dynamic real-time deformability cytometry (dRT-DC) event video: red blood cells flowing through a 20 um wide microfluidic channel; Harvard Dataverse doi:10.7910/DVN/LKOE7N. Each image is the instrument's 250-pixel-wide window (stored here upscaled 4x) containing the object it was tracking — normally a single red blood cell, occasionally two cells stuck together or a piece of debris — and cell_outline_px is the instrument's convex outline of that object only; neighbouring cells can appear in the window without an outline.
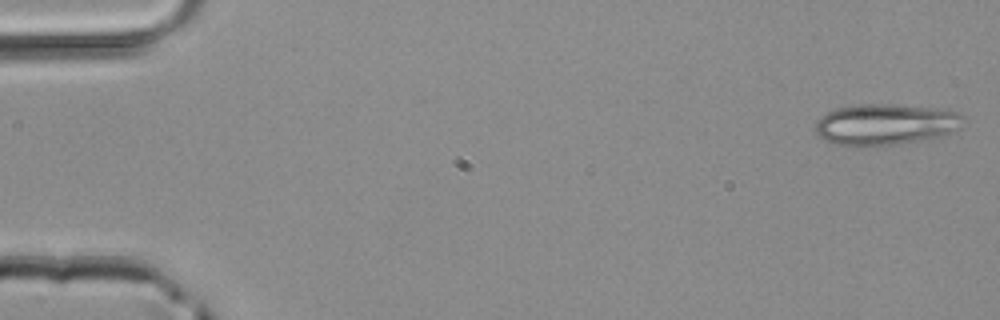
{"species": "common noctule bat (a hibernating species)", "species_latin": "Nyctalus noctula", "temperature_condition": "room temperature", "stored_images_in_passage": 46, "camera_frame_rate_fps": 3000, "um_per_image_px": 0.085, "animal": {"sex": "male", "body_mass_g": 20.4}, "frame": {"image": 1, "passage_image": 1, "time_ms": 0.0, "image_size_px": [1000, 320], "cell_outline_px": [[964, 116], [956, 128], [940, 136], [924, 140], [896, 144], [856, 148], [832, 144], [824, 140], [816, 132], [816, 120], [828, 112], [836, 108], [856, 104], [888, 104], [940, 108], [960, 112]], "centroid_in_image_um": [75.2, 10.59], "position_along_channel_um": 9.8, "area_um2": 35.78}}
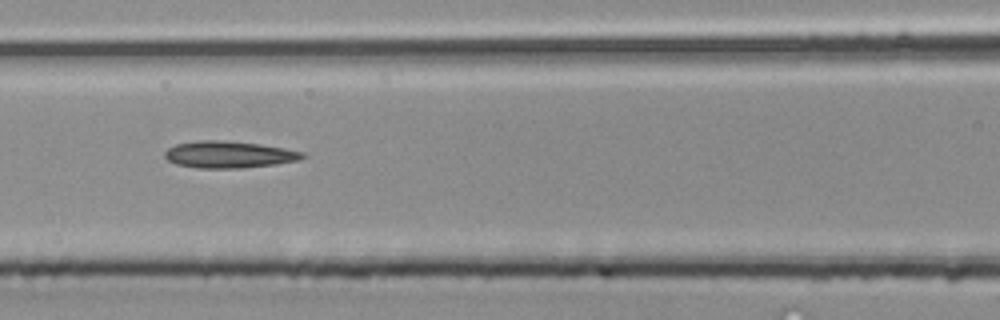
{"frame": {"image": 2, "passage_image": 20, "time_ms": 6.333, "image_size_px": [1000, 320], "cell_outline_px": [[308, 156], [300, 160], [276, 164], [240, 168], [196, 168], [176, 164], [168, 160], [164, 156], [164, 152], [168, 148], [176, 144], [200, 140], [216, 140], [260, 144], [284, 148], [304, 152]], "centroid_in_image_um": [19.47, 13.14], "position_along_channel_um": 147.1, "area_um2": 21.56}}
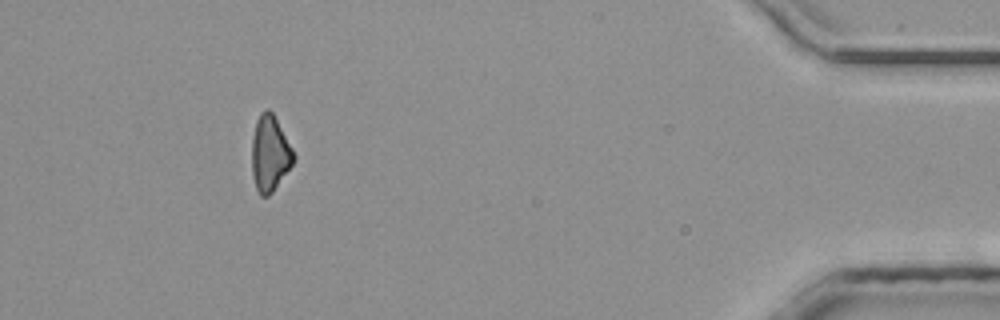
{"frame": {"image": 3, "passage_image": 42, "time_ms": 13.667, "image_size_px": [1000, 320], "cell_outline_px": [[296, 160], [272, 192], [268, 196], [260, 196], [256, 188], [252, 172], [252, 140], [256, 120], [260, 112], [264, 108], [268, 108], [272, 112], [292, 148], [296, 156]], "centroid_in_image_um": [22.94, 13.04], "position_along_channel_um": 412.3, "area_um2": 18.44}}